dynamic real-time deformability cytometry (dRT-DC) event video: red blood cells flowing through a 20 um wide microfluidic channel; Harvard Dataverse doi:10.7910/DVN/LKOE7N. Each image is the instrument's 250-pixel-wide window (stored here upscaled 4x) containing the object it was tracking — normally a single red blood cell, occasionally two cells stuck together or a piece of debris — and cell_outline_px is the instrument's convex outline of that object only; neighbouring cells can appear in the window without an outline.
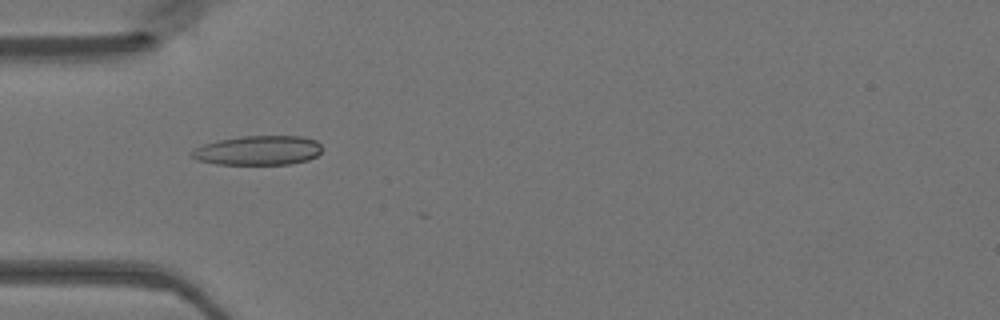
{"species": "Egyptian fruit bat (a non-hibernating species)", "species_latin": "Rousettus aegyptiacus", "temperature_condition": "warm", "stored_images_in_passage": 18, "camera_frame_rate_fps": 3000, "um_per_image_px": 0.085, "animal": {"sex": "female"}, "frame": {"image": 1, "passage_image": 15, "time_ms": 4.667, "image_size_px": [1000, 320], "cell_outline_px": [[320, 152], [316, 156], [308, 160], [288, 164], [216, 164], [200, 160], [192, 156], [188, 152], [204, 144], [220, 140], [240, 136], [304, 136], [316, 140], [320, 144]], "centroid_in_image_um": [21.96, 12.78], "position_along_channel_um": 63.0, "area_um2": 22.2}}